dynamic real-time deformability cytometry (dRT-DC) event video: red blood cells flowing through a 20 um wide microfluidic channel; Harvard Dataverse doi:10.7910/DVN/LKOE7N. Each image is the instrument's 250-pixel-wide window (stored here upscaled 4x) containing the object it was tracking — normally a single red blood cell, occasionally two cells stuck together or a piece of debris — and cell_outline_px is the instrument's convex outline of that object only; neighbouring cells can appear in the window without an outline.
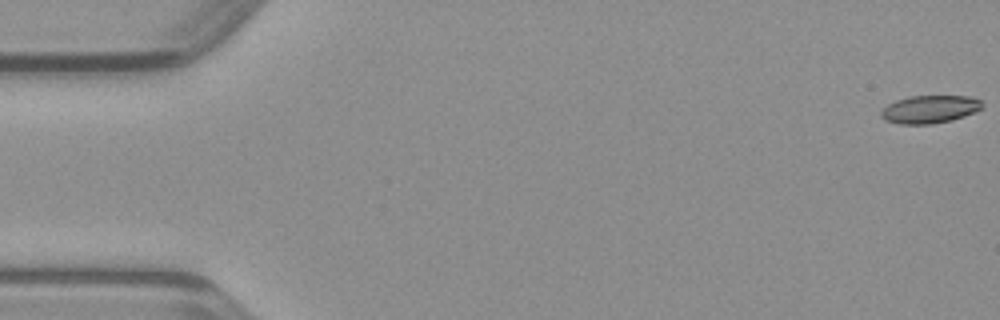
{"species": "common noctule bat (a hibernating species)", "species_latin": "Nyctalus noctula", "temperature_condition": "warm", "stored_images_in_passage": 43, "camera_frame_rate_fps": 3000, "um_per_image_px": 0.085, "animal": {"sex": "male", "body_mass_g": 23.1, "forearm_length_mm": 52.7}, "frame": {"image": 1, "passage_image": 1, "time_ms": 0.0, "image_size_px": [1000, 320], "cell_outline_px": [[984, 108], [964, 116], [952, 120], [932, 124], [900, 124], [884, 120], [880, 116], [880, 112], [888, 104], [896, 100], [908, 96], [968, 96], [980, 100]], "centroid_in_image_um": [79.01, 9.29], "position_along_channel_um": 6.0, "area_um2": 16.47}}
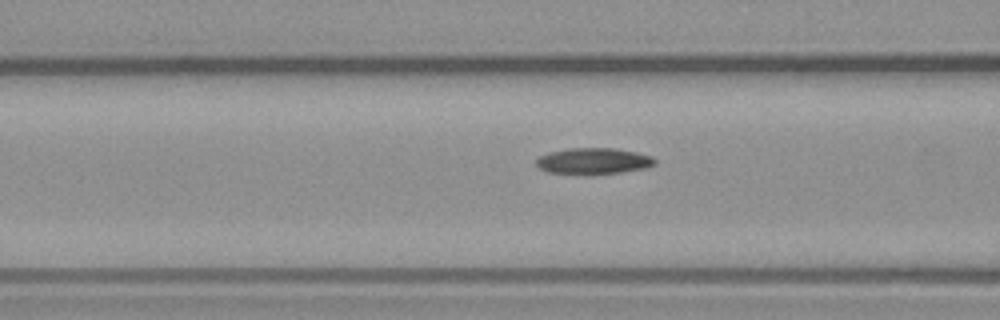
{"frame": {"image": 2, "passage_image": 19, "time_ms": 6.0, "image_size_px": [1000, 320], "cell_outline_px": [[656, 164], [644, 168], [620, 172], [548, 172], [540, 168], [536, 164], [536, 160], [540, 156], [548, 152], [568, 148], [616, 148], [636, 152], [652, 156], [656, 160]], "centroid_in_image_um": [50.47, 13.64], "position_along_channel_um": 116.1, "area_um2": 17.46}}
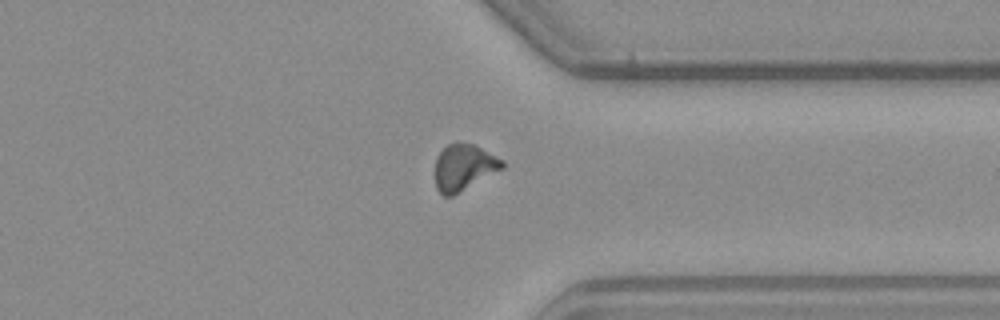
{"frame": {"image": 3, "passage_image": 37, "time_ms": 12.0, "image_size_px": [1000, 320], "cell_outline_px": [[504, 168], [452, 196], [444, 196], [436, 188], [436, 156], [448, 144], [456, 140], [476, 144], [504, 160]], "centroid_in_image_um": [39.45, 14.18], "position_along_channel_um": 372.0, "area_um2": 18.32}}